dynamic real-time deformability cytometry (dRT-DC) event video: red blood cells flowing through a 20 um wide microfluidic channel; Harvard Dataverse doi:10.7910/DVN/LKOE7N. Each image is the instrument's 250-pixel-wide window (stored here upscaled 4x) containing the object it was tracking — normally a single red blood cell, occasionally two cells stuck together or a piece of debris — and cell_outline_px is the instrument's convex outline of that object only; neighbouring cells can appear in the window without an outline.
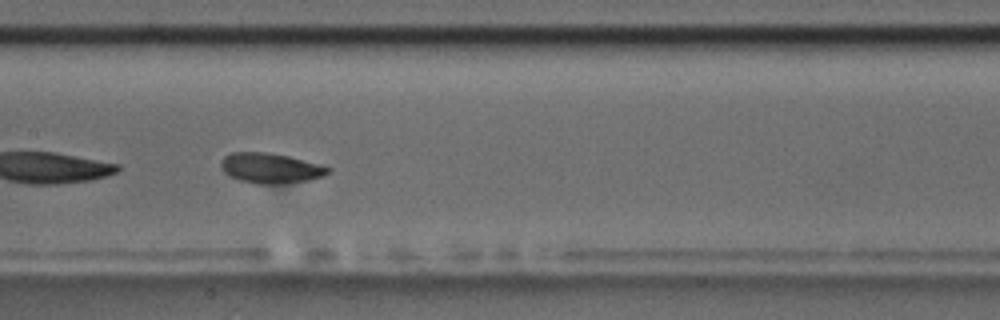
{"species": "common noctule bat (a hibernating species)", "species_latin": "Nyctalus noctula", "temperature_condition": "room temperature", "stored_images_in_passage": 11, "camera_frame_rate_fps": 3000, "um_per_image_px": 0.085, "animal": {"sex": "male", "body_mass_g": 17.5, "forearm_length_mm": 52.3}, "frame": {"image": 1, "passage_image": 8, "time_ms": 9.0, "image_size_px": [1000, 320], "cell_outline_px": [[332, 168], [324, 176], [308, 180], [280, 184], [256, 184], [240, 180], [228, 176], [220, 168], [220, 164], [224, 156], [232, 152], [268, 152], [288, 156], [324, 164]], "centroid_in_image_um": [23.0, 14.29], "position_along_channel_um": 184.4, "area_um2": 19.13}}
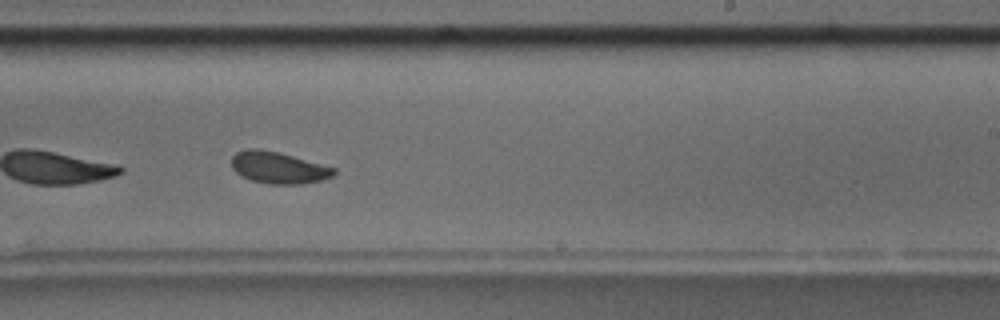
{"frame": {"image": 2, "passage_image": 10, "time_ms": 11.333, "image_size_px": [1000, 320], "cell_outline_px": [[336, 172], [332, 176], [320, 180], [300, 184], [268, 184], [252, 180], [236, 172], [232, 168], [232, 156], [236, 152], [248, 148], [260, 148], [292, 156], [336, 168]], "centroid_in_image_um": [23.64, 14.24], "position_along_channel_um": 265.4, "area_um2": 18.67}}